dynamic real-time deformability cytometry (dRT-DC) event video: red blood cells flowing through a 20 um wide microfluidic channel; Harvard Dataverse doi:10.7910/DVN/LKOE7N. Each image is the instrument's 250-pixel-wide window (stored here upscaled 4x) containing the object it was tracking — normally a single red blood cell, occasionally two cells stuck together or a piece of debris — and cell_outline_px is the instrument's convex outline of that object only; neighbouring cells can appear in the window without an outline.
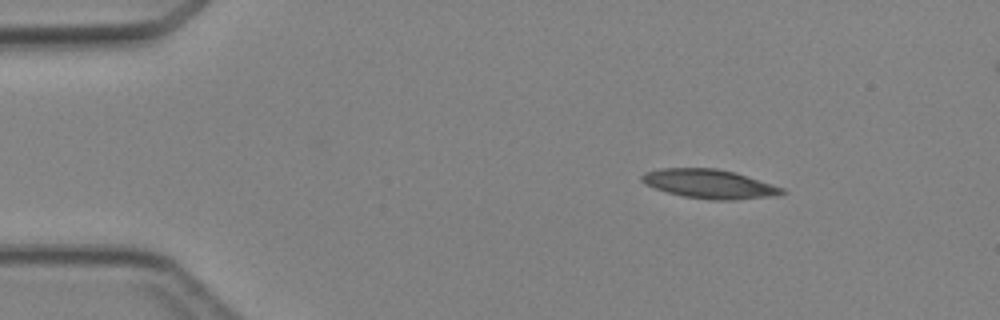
{"species": "Egyptian fruit bat (a non-hibernating species)", "species_latin": "Rousettus aegyptiacus", "temperature_condition": "cold", "stored_images_in_passage": 3, "camera_frame_rate_fps": 3000, "um_per_image_px": 0.085, "animal": {"sex": "female"}, "frame": {"image": 1, "passage_image": 1, "time_ms": 0.0, "image_size_px": [1000, 320], "cell_outline_px": [[788, 192], [776, 196], [732, 200], [716, 200], [684, 196], [668, 192], [644, 184], [640, 180], [640, 176], [644, 172], [660, 168], [716, 168], [736, 172], [784, 188]], "centroid_in_image_um": [60.31, 15.62], "position_along_channel_um": 24.7, "area_um2": 23.81}}